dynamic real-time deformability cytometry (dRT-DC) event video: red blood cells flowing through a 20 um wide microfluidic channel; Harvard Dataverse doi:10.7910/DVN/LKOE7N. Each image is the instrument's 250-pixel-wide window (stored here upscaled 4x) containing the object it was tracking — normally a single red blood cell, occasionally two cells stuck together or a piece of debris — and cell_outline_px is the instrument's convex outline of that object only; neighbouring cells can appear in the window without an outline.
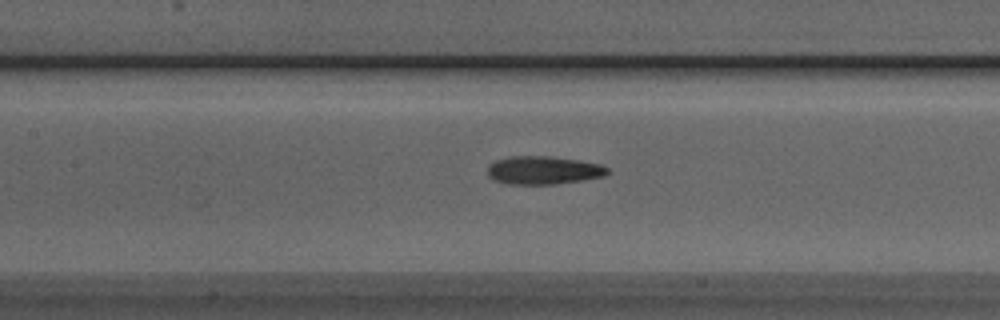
{"species": "Egyptian fruit bat (a non-hibernating species)", "species_latin": "Rousettus aegyptiacus", "temperature_condition": "room temperature", "stored_images_in_passage": 27, "camera_frame_rate_fps": 3000, "um_per_image_px": 0.085, "animal": {"sex": "male"}, "frame": {"image": 1, "passage_image": 9, "time_ms": 2.667, "image_size_px": [1000, 320], "cell_outline_px": [[608, 172], [604, 176], [556, 184], [508, 184], [492, 180], [488, 176], [488, 164], [496, 160], [508, 156], [548, 156], [580, 160], [600, 164], [608, 168]], "centroid_in_image_um": [46.14, 14.46], "position_along_channel_um": 161.3, "area_um2": 19.77}}
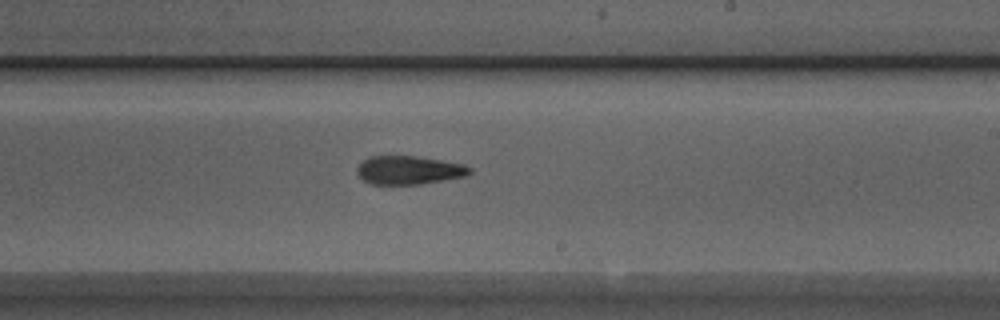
{"frame": {"image": 2, "passage_image": 16, "time_ms": 5.0, "image_size_px": [1000, 320], "cell_outline_px": [[472, 172], [464, 176], [420, 184], [372, 184], [364, 180], [356, 172], [356, 168], [368, 156], [416, 156], [464, 164], [472, 168]], "centroid_in_image_um": [34.75, 14.45], "position_along_channel_um": 254.2, "area_um2": 18.55}}
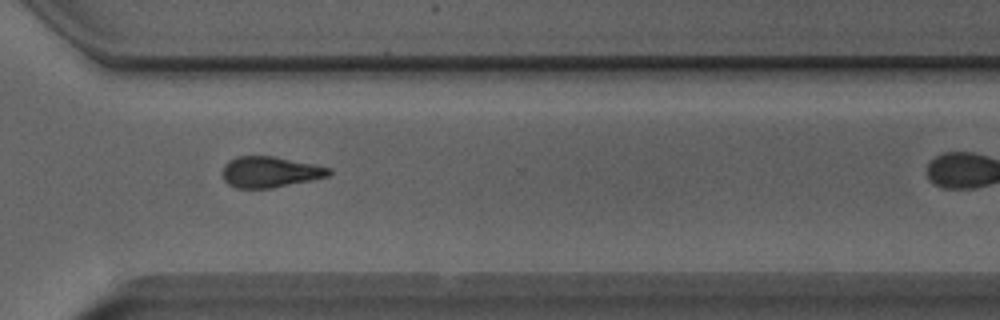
{"frame": {"image": 3, "passage_image": 23, "time_ms": 7.333, "image_size_px": [1000, 320], "cell_outline_px": [[332, 172], [328, 176], [312, 180], [272, 188], [236, 188], [228, 184], [224, 180], [220, 172], [224, 164], [228, 160], [236, 156], [272, 156], [332, 168]], "centroid_in_image_um": [22.9, 14.62], "position_along_channel_um": 347.7, "area_um2": 19.31}}